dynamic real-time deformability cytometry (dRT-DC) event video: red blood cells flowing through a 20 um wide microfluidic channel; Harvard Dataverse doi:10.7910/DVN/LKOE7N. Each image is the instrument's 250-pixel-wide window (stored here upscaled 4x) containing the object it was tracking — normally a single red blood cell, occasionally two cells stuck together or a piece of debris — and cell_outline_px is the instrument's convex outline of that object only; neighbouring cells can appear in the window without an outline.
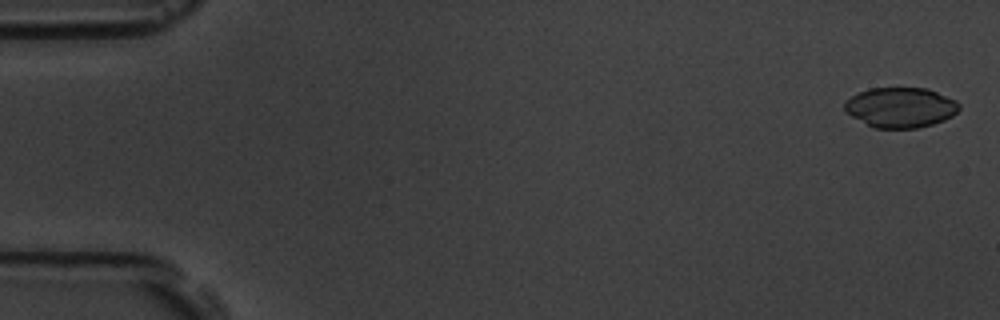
{"species": "common noctule bat (a hibernating species)", "species_latin": "Nyctalus noctula", "temperature_condition": "room temperature", "stored_images_in_passage": 6, "camera_frame_rate_fps": 3000, "um_per_image_px": 0.085, "animal": {"sex": "male", "body_mass_g": 19.5, "forearm_length_mm": 54.6}, "frame": {"image": 1, "passage_image": 1, "time_ms": 0.0, "image_size_px": [1000, 320], "cell_outline_px": [[960, 108], [952, 116], [944, 120], [932, 124], [916, 128], [872, 128], [844, 112], [844, 104], [852, 96], [868, 88], [928, 88], [956, 100], [960, 104]], "centroid_in_image_um": [76.54, 9.14], "position_along_channel_um": 8.5, "area_um2": 26.88}}